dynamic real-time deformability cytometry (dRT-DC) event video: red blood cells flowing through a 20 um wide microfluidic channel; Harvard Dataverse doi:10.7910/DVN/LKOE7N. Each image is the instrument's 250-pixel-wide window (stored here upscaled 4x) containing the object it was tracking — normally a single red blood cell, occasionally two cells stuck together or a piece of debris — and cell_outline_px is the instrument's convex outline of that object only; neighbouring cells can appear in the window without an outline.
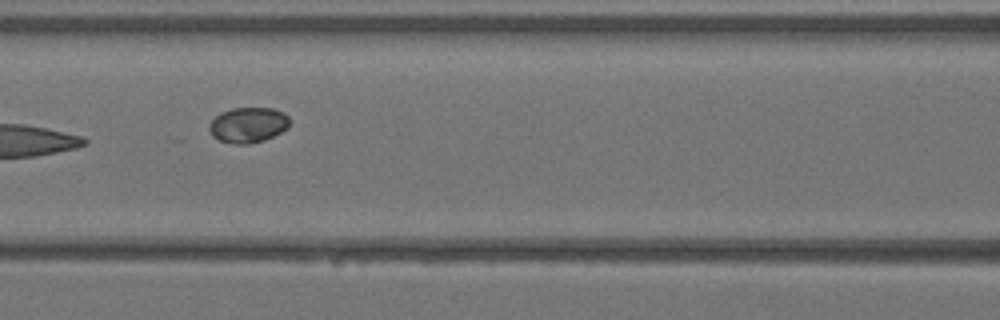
{"species": "Egyptian fruit bat (a non-hibernating species)", "species_latin": "Rousettus aegyptiacus", "temperature_condition": "warm", "stored_images_in_passage": 6, "camera_frame_rate_fps": 3000, "um_per_image_px": 0.085, "animal": {"sex": "female"}, "frame": {"image": 1, "passage_image": 5, "time_ms": 1.333, "image_size_px": [1000, 320], "cell_outline_px": [[288, 128], [264, 140], [248, 144], [232, 144], [220, 140], [212, 136], [208, 128], [208, 124], [220, 112], [232, 108], [272, 108], [284, 112], [288, 116]], "centroid_in_image_um": [21.06, 10.62], "position_along_channel_um": 145.5, "area_um2": 16.59}}
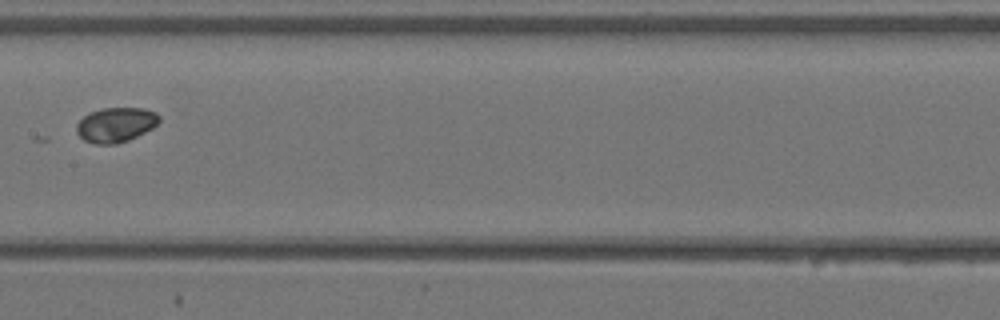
{"frame": {"image": 2, "passage_image": 6, "time_ms": 1.667, "image_size_px": [1000, 320], "cell_outline_px": [[160, 120], [152, 128], [128, 140], [116, 144], [96, 144], [84, 140], [76, 132], [76, 124], [84, 116], [100, 108], [144, 108], [156, 112], [160, 116]], "centroid_in_image_um": [9.84, 10.6], "position_along_channel_um": 197.6, "area_um2": 16.65}}